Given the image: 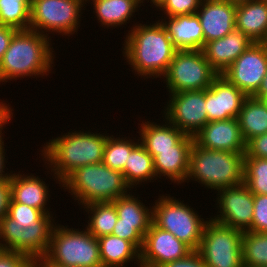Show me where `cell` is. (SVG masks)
<instances>
[{"label": "cell", "mask_w": 267, "mask_h": 267, "mask_svg": "<svg viewBox=\"0 0 267 267\" xmlns=\"http://www.w3.org/2000/svg\"><path fill=\"white\" fill-rule=\"evenodd\" d=\"M53 215L10 199L0 219V249L23 253L36 264L49 249L57 223Z\"/></svg>", "instance_id": "cell-1"}, {"label": "cell", "mask_w": 267, "mask_h": 267, "mask_svg": "<svg viewBox=\"0 0 267 267\" xmlns=\"http://www.w3.org/2000/svg\"><path fill=\"white\" fill-rule=\"evenodd\" d=\"M137 23L134 22L124 39L122 55L125 63L141 79H161L177 49L160 20L150 24Z\"/></svg>", "instance_id": "cell-2"}, {"label": "cell", "mask_w": 267, "mask_h": 267, "mask_svg": "<svg viewBox=\"0 0 267 267\" xmlns=\"http://www.w3.org/2000/svg\"><path fill=\"white\" fill-rule=\"evenodd\" d=\"M101 133L75 130L44 143L40 154L45 161V168L49 166L47 169H51L48 174H53L56 183L61 186V182L81 166L103 162L109 133Z\"/></svg>", "instance_id": "cell-3"}, {"label": "cell", "mask_w": 267, "mask_h": 267, "mask_svg": "<svg viewBox=\"0 0 267 267\" xmlns=\"http://www.w3.org/2000/svg\"><path fill=\"white\" fill-rule=\"evenodd\" d=\"M50 38L31 29L18 30L0 62V84L17 78L47 77L55 58Z\"/></svg>", "instance_id": "cell-4"}, {"label": "cell", "mask_w": 267, "mask_h": 267, "mask_svg": "<svg viewBox=\"0 0 267 267\" xmlns=\"http://www.w3.org/2000/svg\"><path fill=\"white\" fill-rule=\"evenodd\" d=\"M244 154L207 149L194 142L185 182L191 179L217 191L240 185L244 183Z\"/></svg>", "instance_id": "cell-5"}, {"label": "cell", "mask_w": 267, "mask_h": 267, "mask_svg": "<svg viewBox=\"0 0 267 267\" xmlns=\"http://www.w3.org/2000/svg\"><path fill=\"white\" fill-rule=\"evenodd\" d=\"M61 187L69 190L72 199L81 207L92 202L114 201L132 191L123 173L103 162L75 169L61 182Z\"/></svg>", "instance_id": "cell-6"}, {"label": "cell", "mask_w": 267, "mask_h": 267, "mask_svg": "<svg viewBox=\"0 0 267 267\" xmlns=\"http://www.w3.org/2000/svg\"><path fill=\"white\" fill-rule=\"evenodd\" d=\"M36 265L102 267L99 242L87 229L55 225L47 254Z\"/></svg>", "instance_id": "cell-7"}, {"label": "cell", "mask_w": 267, "mask_h": 267, "mask_svg": "<svg viewBox=\"0 0 267 267\" xmlns=\"http://www.w3.org/2000/svg\"><path fill=\"white\" fill-rule=\"evenodd\" d=\"M168 195V196H167ZM159 196L153 204L152 222L159 228L169 231L192 250H198L207 220L188 204L170 194ZM191 207V208H190ZM194 209V210H193Z\"/></svg>", "instance_id": "cell-8"}, {"label": "cell", "mask_w": 267, "mask_h": 267, "mask_svg": "<svg viewBox=\"0 0 267 267\" xmlns=\"http://www.w3.org/2000/svg\"><path fill=\"white\" fill-rule=\"evenodd\" d=\"M86 3L84 0H31L29 29L47 37L52 33L68 37L76 34Z\"/></svg>", "instance_id": "cell-9"}, {"label": "cell", "mask_w": 267, "mask_h": 267, "mask_svg": "<svg viewBox=\"0 0 267 267\" xmlns=\"http://www.w3.org/2000/svg\"><path fill=\"white\" fill-rule=\"evenodd\" d=\"M219 74L202 50H177L162 76L169 93L205 90Z\"/></svg>", "instance_id": "cell-10"}, {"label": "cell", "mask_w": 267, "mask_h": 267, "mask_svg": "<svg viewBox=\"0 0 267 267\" xmlns=\"http://www.w3.org/2000/svg\"><path fill=\"white\" fill-rule=\"evenodd\" d=\"M201 244L197 250L207 267H244L243 232L206 218ZM209 219V220H208Z\"/></svg>", "instance_id": "cell-11"}, {"label": "cell", "mask_w": 267, "mask_h": 267, "mask_svg": "<svg viewBox=\"0 0 267 267\" xmlns=\"http://www.w3.org/2000/svg\"><path fill=\"white\" fill-rule=\"evenodd\" d=\"M163 117L186 135L194 136L208 122L205 90L168 93Z\"/></svg>", "instance_id": "cell-12"}, {"label": "cell", "mask_w": 267, "mask_h": 267, "mask_svg": "<svg viewBox=\"0 0 267 267\" xmlns=\"http://www.w3.org/2000/svg\"><path fill=\"white\" fill-rule=\"evenodd\" d=\"M217 193L216 213L220 214L210 216V219L242 232L249 231L253 218L254 194L244 183L218 190Z\"/></svg>", "instance_id": "cell-13"}, {"label": "cell", "mask_w": 267, "mask_h": 267, "mask_svg": "<svg viewBox=\"0 0 267 267\" xmlns=\"http://www.w3.org/2000/svg\"><path fill=\"white\" fill-rule=\"evenodd\" d=\"M266 74L267 51L254 42L221 75L247 96H253Z\"/></svg>", "instance_id": "cell-14"}, {"label": "cell", "mask_w": 267, "mask_h": 267, "mask_svg": "<svg viewBox=\"0 0 267 267\" xmlns=\"http://www.w3.org/2000/svg\"><path fill=\"white\" fill-rule=\"evenodd\" d=\"M192 251L172 233L157 227L152 222L144 236L140 264L141 267H161L168 262L185 258Z\"/></svg>", "instance_id": "cell-15"}, {"label": "cell", "mask_w": 267, "mask_h": 267, "mask_svg": "<svg viewBox=\"0 0 267 267\" xmlns=\"http://www.w3.org/2000/svg\"><path fill=\"white\" fill-rule=\"evenodd\" d=\"M248 96L218 75L205 89V108L208 122L238 118L244 100Z\"/></svg>", "instance_id": "cell-16"}, {"label": "cell", "mask_w": 267, "mask_h": 267, "mask_svg": "<svg viewBox=\"0 0 267 267\" xmlns=\"http://www.w3.org/2000/svg\"><path fill=\"white\" fill-rule=\"evenodd\" d=\"M193 137L198 146L207 149L245 153L238 118L207 122Z\"/></svg>", "instance_id": "cell-17"}, {"label": "cell", "mask_w": 267, "mask_h": 267, "mask_svg": "<svg viewBox=\"0 0 267 267\" xmlns=\"http://www.w3.org/2000/svg\"><path fill=\"white\" fill-rule=\"evenodd\" d=\"M194 137L186 135L173 149L147 150L153 157V165L156 177L165 180L168 178L171 183L181 185L186 181L191 148Z\"/></svg>", "instance_id": "cell-18"}, {"label": "cell", "mask_w": 267, "mask_h": 267, "mask_svg": "<svg viewBox=\"0 0 267 267\" xmlns=\"http://www.w3.org/2000/svg\"><path fill=\"white\" fill-rule=\"evenodd\" d=\"M204 44L220 39L235 29L236 5L226 0H202L197 10Z\"/></svg>", "instance_id": "cell-19"}, {"label": "cell", "mask_w": 267, "mask_h": 267, "mask_svg": "<svg viewBox=\"0 0 267 267\" xmlns=\"http://www.w3.org/2000/svg\"><path fill=\"white\" fill-rule=\"evenodd\" d=\"M253 43L246 34L234 29L220 39L205 43L201 50L211 67L221 75Z\"/></svg>", "instance_id": "cell-20"}, {"label": "cell", "mask_w": 267, "mask_h": 267, "mask_svg": "<svg viewBox=\"0 0 267 267\" xmlns=\"http://www.w3.org/2000/svg\"><path fill=\"white\" fill-rule=\"evenodd\" d=\"M13 172L9 178L10 199L13 202L39 209L44 214L52 213L46 206L50 199V191L45 181L39 176H34L33 173L22 175L20 171L17 174Z\"/></svg>", "instance_id": "cell-21"}, {"label": "cell", "mask_w": 267, "mask_h": 267, "mask_svg": "<svg viewBox=\"0 0 267 267\" xmlns=\"http://www.w3.org/2000/svg\"><path fill=\"white\" fill-rule=\"evenodd\" d=\"M160 20L177 50L203 48L204 34L197 14L164 17V19L161 17Z\"/></svg>", "instance_id": "cell-22"}, {"label": "cell", "mask_w": 267, "mask_h": 267, "mask_svg": "<svg viewBox=\"0 0 267 267\" xmlns=\"http://www.w3.org/2000/svg\"><path fill=\"white\" fill-rule=\"evenodd\" d=\"M235 29L260 43L267 35V0L236 5Z\"/></svg>", "instance_id": "cell-23"}, {"label": "cell", "mask_w": 267, "mask_h": 267, "mask_svg": "<svg viewBox=\"0 0 267 267\" xmlns=\"http://www.w3.org/2000/svg\"><path fill=\"white\" fill-rule=\"evenodd\" d=\"M93 5L96 18L100 26L105 28H118L127 25L135 12L141 9L142 3L139 0H87ZM134 13V14H133ZM129 21V22H127ZM114 27V28H113Z\"/></svg>", "instance_id": "cell-24"}, {"label": "cell", "mask_w": 267, "mask_h": 267, "mask_svg": "<svg viewBox=\"0 0 267 267\" xmlns=\"http://www.w3.org/2000/svg\"><path fill=\"white\" fill-rule=\"evenodd\" d=\"M164 124L151 121H145L140 125L139 135L140 143L146 150H166L173 149L186 134L180 131L166 118L163 117Z\"/></svg>", "instance_id": "cell-25"}, {"label": "cell", "mask_w": 267, "mask_h": 267, "mask_svg": "<svg viewBox=\"0 0 267 267\" xmlns=\"http://www.w3.org/2000/svg\"><path fill=\"white\" fill-rule=\"evenodd\" d=\"M102 267H125L127 263L140 264V251L130 242L115 235L97 238Z\"/></svg>", "instance_id": "cell-26"}, {"label": "cell", "mask_w": 267, "mask_h": 267, "mask_svg": "<svg viewBox=\"0 0 267 267\" xmlns=\"http://www.w3.org/2000/svg\"><path fill=\"white\" fill-rule=\"evenodd\" d=\"M128 194L114 200L118 215V224L135 225V229L144 237L152 224L153 208L145 206L140 197Z\"/></svg>", "instance_id": "cell-27"}, {"label": "cell", "mask_w": 267, "mask_h": 267, "mask_svg": "<svg viewBox=\"0 0 267 267\" xmlns=\"http://www.w3.org/2000/svg\"><path fill=\"white\" fill-rule=\"evenodd\" d=\"M123 176L127 185L132 189L137 188L139 184L143 185L142 183L154 182L158 179L154 171L153 157L140 142L128 155Z\"/></svg>", "instance_id": "cell-28"}, {"label": "cell", "mask_w": 267, "mask_h": 267, "mask_svg": "<svg viewBox=\"0 0 267 267\" xmlns=\"http://www.w3.org/2000/svg\"><path fill=\"white\" fill-rule=\"evenodd\" d=\"M238 122L245 142L267 133V106L262 100L248 96L239 112Z\"/></svg>", "instance_id": "cell-29"}, {"label": "cell", "mask_w": 267, "mask_h": 267, "mask_svg": "<svg viewBox=\"0 0 267 267\" xmlns=\"http://www.w3.org/2000/svg\"><path fill=\"white\" fill-rule=\"evenodd\" d=\"M88 213L86 229L96 238L110 235L117 222L118 215L113 201L92 202L84 205Z\"/></svg>", "instance_id": "cell-30"}, {"label": "cell", "mask_w": 267, "mask_h": 267, "mask_svg": "<svg viewBox=\"0 0 267 267\" xmlns=\"http://www.w3.org/2000/svg\"><path fill=\"white\" fill-rule=\"evenodd\" d=\"M242 255L244 267H266L267 233L243 232Z\"/></svg>", "instance_id": "cell-31"}, {"label": "cell", "mask_w": 267, "mask_h": 267, "mask_svg": "<svg viewBox=\"0 0 267 267\" xmlns=\"http://www.w3.org/2000/svg\"><path fill=\"white\" fill-rule=\"evenodd\" d=\"M117 137L112 134L107 138L104 147L103 163L109 168L123 173L126 160L132 149L140 142V139Z\"/></svg>", "instance_id": "cell-32"}, {"label": "cell", "mask_w": 267, "mask_h": 267, "mask_svg": "<svg viewBox=\"0 0 267 267\" xmlns=\"http://www.w3.org/2000/svg\"><path fill=\"white\" fill-rule=\"evenodd\" d=\"M31 0H0V25L16 30L30 26Z\"/></svg>", "instance_id": "cell-33"}, {"label": "cell", "mask_w": 267, "mask_h": 267, "mask_svg": "<svg viewBox=\"0 0 267 267\" xmlns=\"http://www.w3.org/2000/svg\"><path fill=\"white\" fill-rule=\"evenodd\" d=\"M244 184L253 194L267 195V159L244 157Z\"/></svg>", "instance_id": "cell-34"}, {"label": "cell", "mask_w": 267, "mask_h": 267, "mask_svg": "<svg viewBox=\"0 0 267 267\" xmlns=\"http://www.w3.org/2000/svg\"><path fill=\"white\" fill-rule=\"evenodd\" d=\"M202 0H166L159 8L167 17L196 14Z\"/></svg>", "instance_id": "cell-35"}, {"label": "cell", "mask_w": 267, "mask_h": 267, "mask_svg": "<svg viewBox=\"0 0 267 267\" xmlns=\"http://www.w3.org/2000/svg\"><path fill=\"white\" fill-rule=\"evenodd\" d=\"M251 232L267 233V195L254 194Z\"/></svg>", "instance_id": "cell-36"}, {"label": "cell", "mask_w": 267, "mask_h": 267, "mask_svg": "<svg viewBox=\"0 0 267 267\" xmlns=\"http://www.w3.org/2000/svg\"><path fill=\"white\" fill-rule=\"evenodd\" d=\"M36 264L25 254L0 249V267H35Z\"/></svg>", "instance_id": "cell-37"}, {"label": "cell", "mask_w": 267, "mask_h": 267, "mask_svg": "<svg viewBox=\"0 0 267 267\" xmlns=\"http://www.w3.org/2000/svg\"><path fill=\"white\" fill-rule=\"evenodd\" d=\"M112 235L130 241L139 251H141L144 237L135 229V225L118 224L117 219Z\"/></svg>", "instance_id": "cell-38"}, {"label": "cell", "mask_w": 267, "mask_h": 267, "mask_svg": "<svg viewBox=\"0 0 267 267\" xmlns=\"http://www.w3.org/2000/svg\"><path fill=\"white\" fill-rule=\"evenodd\" d=\"M244 157L267 159V133L255 136L246 142Z\"/></svg>", "instance_id": "cell-39"}, {"label": "cell", "mask_w": 267, "mask_h": 267, "mask_svg": "<svg viewBox=\"0 0 267 267\" xmlns=\"http://www.w3.org/2000/svg\"><path fill=\"white\" fill-rule=\"evenodd\" d=\"M161 267H207L197 250H193L185 258L168 262Z\"/></svg>", "instance_id": "cell-40"}, {"label": "cell", "mask_w": 267, "mask_h": 267, "mask_svg": "<svg viewBox=\"0 0 267 267\" xmlns=\"http://www.w3.org/2000/svg\"><path fill=\"white\" fill-rule=\"evenodd\" d=\"M17 31L18 30L14 28L0 25V62L2 61L4 53L6 52V50L10 45L13 35Z\"/></svg>", "instance_id": "cell-41"}, {"label": "cell", "mask_w": 267, "mask_h": 267, "mask_svg": "<svg viewBox=\"0 0 267 267\" xmlns=\"http://www.w3.org/2000/svg\"><path fill=\"white\" fill-rule=\"evenodd\" d=\"M10 200L9 179L0 181V219L7 214Z\"/></svg>", "instance_id": "cell-42"}, {"label": "cell", "mask_w": 267, "mask_h": 267, "mask_svg": "<svg viewBox=\"0 0 267 267\" xmlns=\"http://www.w3.org/2000/svg\"><path fill=\"white\" fill-rule=\"evenodd\" d=\"M1 101L2 102H0V139L3 136H5L3 135L4 133H2V130L5 129L4 126H6V124H9V122L12 121V118L14 117L12 112L14 110L9 105V103L7 104L3 100Z\"/></svg>", "instance_id": "cell-43"}, {"label": "cell", "mask_w": 267, "mask_h": 267, "mask_svg": "<svg viewBox=\"0 0 267 267\" xmlns=\"http://www.w3.org/2000/svg\"><path fill=\"white\" fill-rule=\"evenodd\" d=\"M4 146H5L4 137H2L0 139V181L8 180L12 174V171H10V173L8 171L7 173L5 172V169L8 170V168L6 167V164H5L7 163L6 158H5V155H6L5 150L7 149H5Z\"/></svg>", "instance_id": "cell-44"}, {"label": "cell", "mask_w": 267, "mask_h": 267, "mask_svg": "<svg viewBox=\"0 0 267 267\" xmlns=\"http://www.w3.org/2000/svg\"><path fill=\"white\" fill-rule=\"evenodd\" d=\"M266 94H267V74L264 76L260 88L253 95V97L261 100Z\"/></svg>", "instance_id": "cell-45"}, {"label": "cell", "mask_w": 267, "mask_h": 267, "mask_svg": "<svg viewBox=\"0 0 267 267\" xmlns=\"http://www.w3.org/2000/svg\"><path fill=\"white\" fill-rule=\"evenodd\" d=\"M145 1H148L149 2V0H144V2ZM165 1L166 0H150V4H151V6L154 8V6H155V8H157V10L165 3Z\"/></svg>", "instance_id": "cell-46"}, {"label": "cell", "mask_w": 267, "mask_h": 267, "mask_svg": "<svg viewBox=\"0 0 267 267\" xmlns=\"http://www.w3.org/2000/svg\"><path fill=\"white\" fill-rule=\"evenodd\" d=\"M226 1H229L230 3H233L234 5H239V4L246 3L249 1H254V0H226Z\"/></svg>", "instance_id": "cell-47"}, {"label": "cell", "mask_w": 267, "mask_h": 267, "mask_svg": "<svg viewBox=\"0 0 267 267\" xmlns=\"http://www.w3.org/2000/svg\"><path fill=\"white\" fill-rule=\"evenodd\" d=\"M260 43L264 46L265 50L267 51V35Z\"/></svg>", "instance_id": "cell-48"}, {"label": "cell", "mask_w": 267, "mask_h": 267, "mask_svg": "<svg viewBox=\"0 0 267 267\" xmlns=\"http://www.w3.org/2000/svg\"><path fill=\"white\" fill-rule=\"evenodd\" d=\"M37 267H64L60 265H36Z\"/></svg>", "instance_id": "cell-49"}, {"label": "cell", "mask_w": 267, "mask_h": 267, "mask_svg": "<svg viewBox=\"0 0 267 267\" xmlns=\"http://www.w3.org/2000/svg\"><path fill=\"white\" fill-rule=\"evenodd\" d=\"M261 100L267 106V94Z\"/></svg>", "instance_id": "cell-50"}]
</instances>
